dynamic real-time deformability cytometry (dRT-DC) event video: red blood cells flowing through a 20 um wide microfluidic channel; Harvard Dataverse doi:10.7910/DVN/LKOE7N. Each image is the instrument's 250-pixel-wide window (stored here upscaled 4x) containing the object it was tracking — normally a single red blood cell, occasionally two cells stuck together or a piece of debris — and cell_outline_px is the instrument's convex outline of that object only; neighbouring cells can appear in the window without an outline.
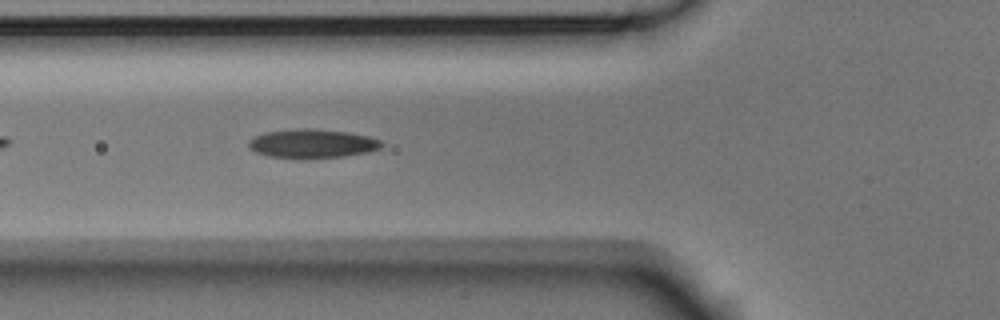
{"species": "Egyptian fruit bat (a non-hibernating species)", "species_latin": "Rousettus aegyptiacus", "temperature_condition": "room temperature", "stored_images_in_passage": 21, "camera_frame_rate_fps": 3000, "um_per_image_px": 0.085, "animal": {"sex": "male"}, "frame": {"image": 1, "passage_image": 3, "time_ms": 0.667, "image_size_px": [1000, 320], "cell_outline_px": [[384, 144], [380, 148], [368, 152], [344, 156], [268, 156], [256, 152], [248, 148], [248, 140], [252, 136], [264, 132], [292, 128], [316, 128], [348, 132], [368, 136], [380, 140]], "centroid_in_image_um": [26.51, 12.15], "position_along_channel_um": 99.3, "area_um2": 22.02}}
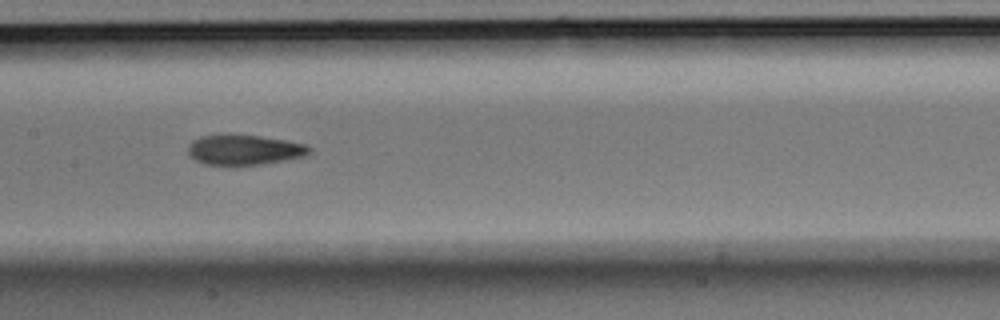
{"frame": {"image": 2, "passage_image": 10, "time_ms": 3.0, "image_size_px": [1000, 320], "cell_outline_px": [[312, 152], [304, 156], [284, 160], [236, 168], [228, 168], [204, 164], [188, 156], [188, 148], [192, 140], [200, 136], [224, 132], [228, 132], [260, 136], [288, 140], [304, 144], [312, 148]], "centroid_in_image_um": [20.69, 12.74], "position_along_channel_um": 186.7, "area_um2": 22.66}}
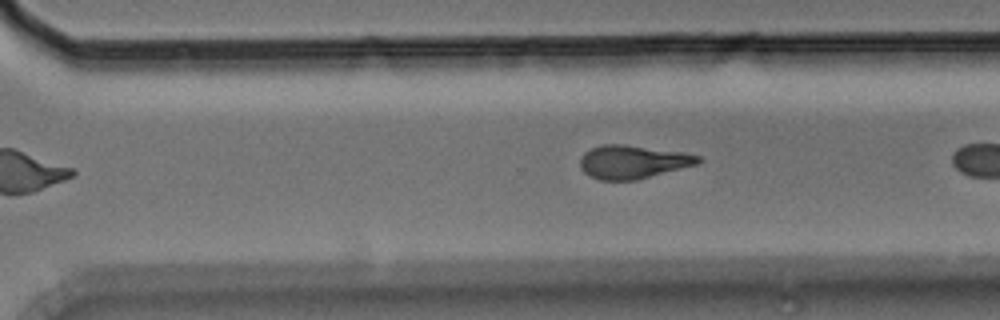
{"frame": {"image": 3, "passage_image": 18, "time_ms": 5.667, "image_size_px": [1000, 320], "cell_outline_px": [[704, 160], [700, 164], [636, 180], [600, 180], [584, 172], [580, 168], [580, 160], [584, 152], [592, 148], [604, 144], [624, 144], [680, 152], [700, 156]], "centroid_in_image_um": [53.82, 13.76], "position_along_channel_um": 316.8, "area_um2": 22.95}}